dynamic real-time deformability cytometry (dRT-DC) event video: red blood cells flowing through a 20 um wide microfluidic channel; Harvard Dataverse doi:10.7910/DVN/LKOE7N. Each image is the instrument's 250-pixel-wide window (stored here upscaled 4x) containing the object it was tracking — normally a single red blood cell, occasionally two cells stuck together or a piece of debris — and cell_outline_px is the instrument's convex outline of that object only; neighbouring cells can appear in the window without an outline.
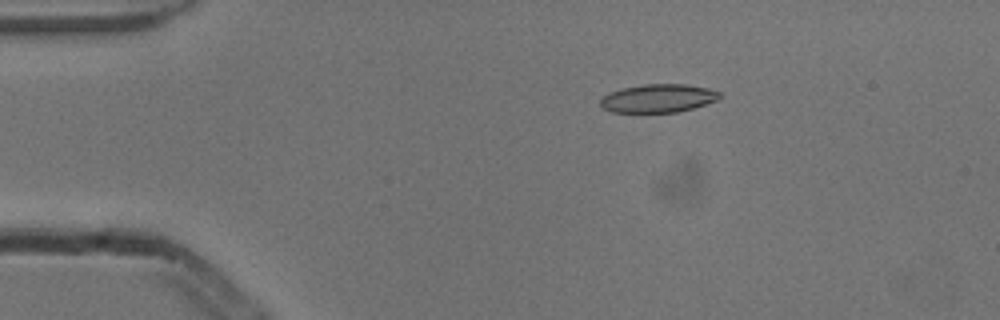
{"species": "common noctule bat (a hibernating species)", "species_latin": "Nyctalus noctula", "temperature_condition": "cold", "stored_images_in_passage": 7, "camera_frame_rate_fps": 3000, "um_per_image_px": 0.085, "animal": {"sex": "male", "body_mass_g": 13.3}, "frame": {"image": 1, "passage_image": 3, "time_ms": 0.667, "image_size_px": [1000, 320], "cell_outline_px": [[720, 96], [716, 100], [692, 108], [676, 112], [612, 112], [600, 108], [600, 100], [608, 92], [624, 88], [644, 84], [684, 84], [708, 88], [720, 92]], "centroid_in_image_um": [55.89, 8.35], "position_along_channel_um": 29.1, "area_um2": 19.54}}
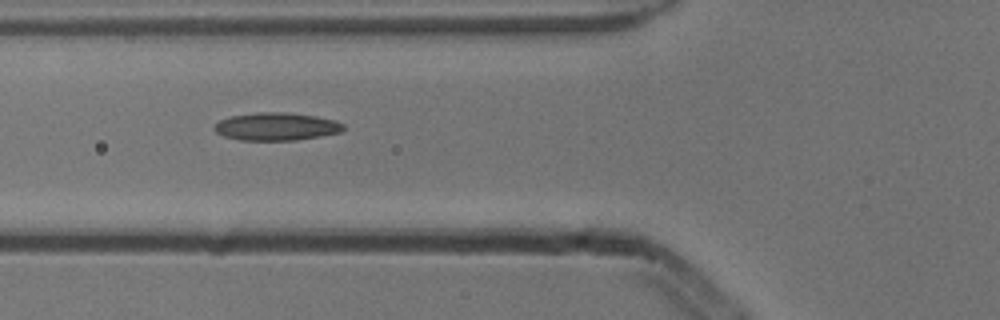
{"frame": {"image": 2, "passage_image": 6, "time_ms": 1.667, "image_size_px": [1000, 320], "cell_outline_px": [[344, 128], [340, 132], [320, 136], [296, 140], [240, 140], [224, 136], [216, 132], [212, 128], [220, 120], [232, 116], [256, 112], [284, 112], [316, 116], [336, 120], [344, 124]], "centroid_in_image_um": [23.49, 10.75], "position_along_channel_um": 102.3, "area_um2": 20.87}}
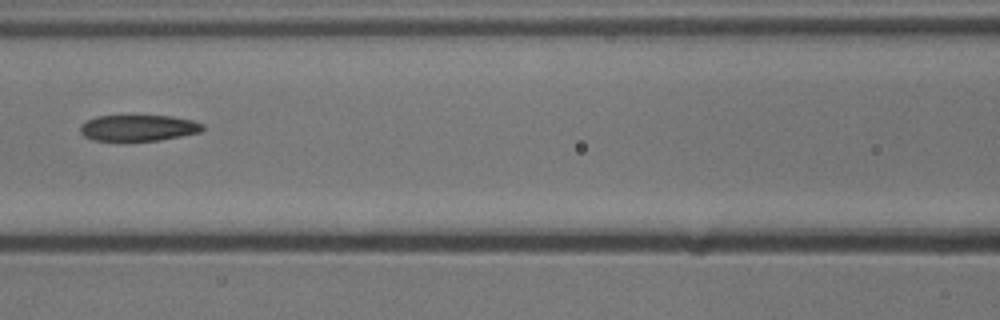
{"frame": {"image": 3, "passage_image": 7, "time_ms": 2.0, "image_size_px": [1000, 320], "cell_outline_px": [[204, 128], [200, 132], [160, 140], [96, 140], [84, 136], [80, 132], [80, 124], [96, 116], [172, 116], [192, 120], [204, 124]], "centroid_in_image_um": [11.77, 10.86], "position_along_channel_um": 154.8, "area_um2": 18.44}}